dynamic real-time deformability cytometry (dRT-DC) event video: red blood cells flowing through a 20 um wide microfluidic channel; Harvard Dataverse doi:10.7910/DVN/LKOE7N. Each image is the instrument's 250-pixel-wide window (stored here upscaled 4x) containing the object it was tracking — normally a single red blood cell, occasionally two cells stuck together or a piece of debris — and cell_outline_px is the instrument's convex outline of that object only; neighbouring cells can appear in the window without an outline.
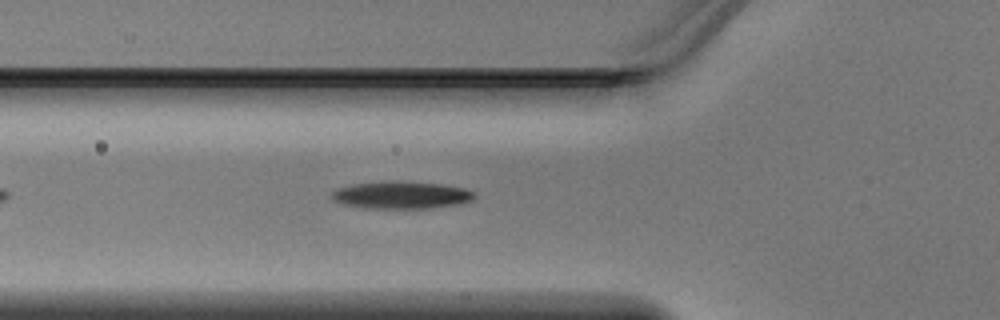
{"species": "Egyptian fruit bat (a non-hibernating species)", "species_latin": "Rousettus aegyptiacus", "temperature_condition": "warm", "stored_images_in_passage": 37, "camera_frame_rate_fps": 3000, "um_per_image_px": 0.085, "animal": {"sex": "male"}, "frame": {"image": 1, "passage_image": 6, "time_ms": 1.667, "image_size_px": [1000, 320], "cell_outline_px": [[476, 196], [472, 200], [460, 204], [432, 208], [364, 208], [340, 204], [332, 200], [332, 192], [336, 188], [352, 184], [388, 180], [396, 180], [444, 184], [464, 188], [476, 192]], "centroid_in_image_um": [34.11, 16.57], "position_along_channel_um": 91.7, "area_um2": 23.29}}
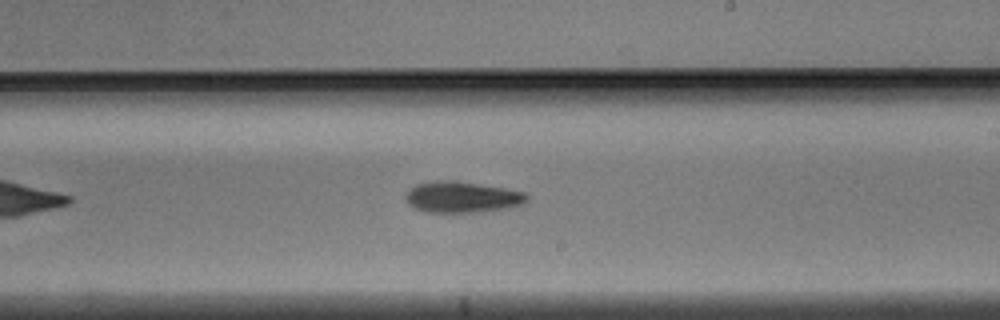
{"frame": {"image": 2, "passage_image": 17, "time_ms": 5.333, "image_size_px": [1000, 320], "cell_outline_px": [[528, 200], [520, 204], [504, 208], [472, 212], [424, 212], [408, 204], [404, 196], [408, 188], [416, 184], [436, 180], [452, 180], [504, 188], [524, 192], [528, 196]], "centroid_in_image_um": [39.19, 16.74], "position_along_channel_um": 249.8, "area_um2": 21.79}}
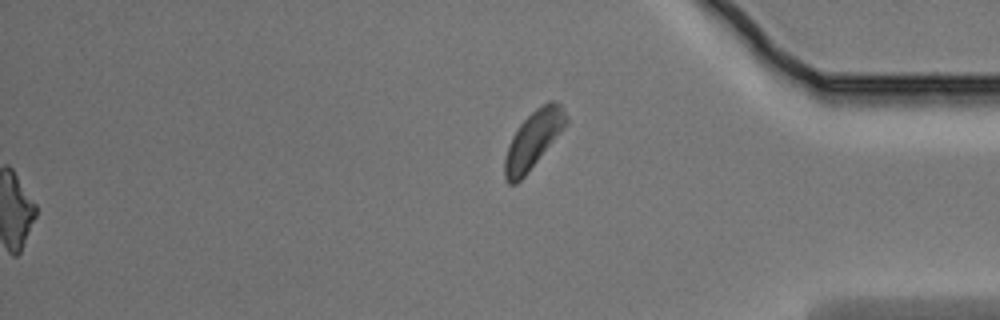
{"frame": {"image": 3, "passage_image": 37, "time_ms": 12.0, "image_size_px": [1000, 320], "cell_outline_px": [[568, 124], [528, 172], [516, 184], [508, 184], [504, 180], [504, 160], [512, 136], [520, 124], [536, 108], [548, 100], [556, 100], [560, 104], [568, 116]], "centroid_in_image_um": [45.35, 11.86], "position_along_channel_um": 389.9, "area_um2": 20.52}}